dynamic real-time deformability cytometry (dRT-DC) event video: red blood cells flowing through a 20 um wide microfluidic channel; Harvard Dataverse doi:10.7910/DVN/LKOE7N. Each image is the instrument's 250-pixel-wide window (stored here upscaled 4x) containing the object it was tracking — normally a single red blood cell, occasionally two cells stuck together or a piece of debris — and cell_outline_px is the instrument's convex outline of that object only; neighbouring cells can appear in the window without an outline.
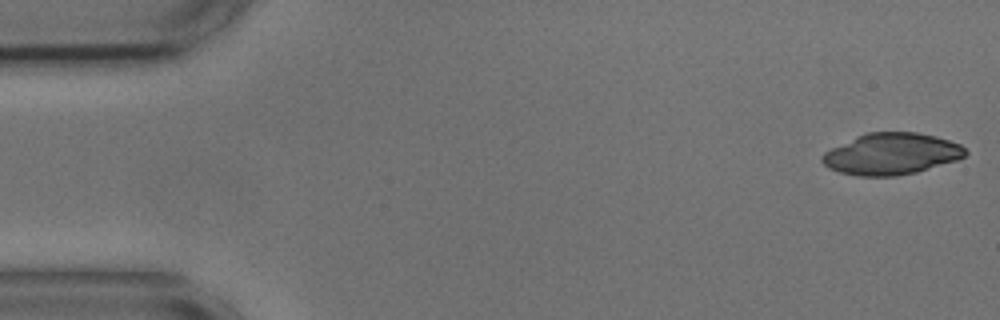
{"species": "common noctule bat (a hibernating species)", "species_latin": "Nyctalus noctula", "temperature_condition": "cold", "stored_images_in_passage": 47, "camera_frame_rate_fps": 3000, "um_per_image_px": 0.085, "animal": {"sex": "male", "body_mass_g": 17.9, "forearm_length_mm": 54.2}, "frame": {"image": 1, "passage_image": 1, "time_ms": 0.0, "image_size_px": [1000, 320], "cell_outline_px": [[968, 152], [964, 156], [956, 160], [916, 172], [896, 176], [856, 176], [840, 172], [828, 168], [820, 160], [820, 156], [824, 152], [856, 136], [868, 132], [916, 132], [936, 136], [960, 144]], "centroid_in_image_um": [75.74, 13.08], "position_along_channel_um": 9.3, "area_um2": 34.56}}